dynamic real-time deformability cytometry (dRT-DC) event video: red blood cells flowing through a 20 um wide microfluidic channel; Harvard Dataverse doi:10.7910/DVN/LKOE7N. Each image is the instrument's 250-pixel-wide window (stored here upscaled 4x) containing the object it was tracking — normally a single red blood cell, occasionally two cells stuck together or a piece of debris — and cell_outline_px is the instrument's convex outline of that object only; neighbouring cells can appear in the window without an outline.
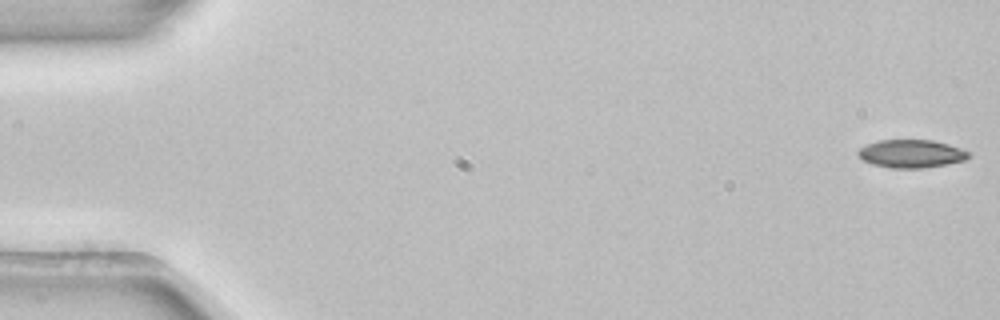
{"species": "common noctule bat (a hibernating species)", "species_latin": "Nyctalus noctula", "temperature_condition": "room temperature", "stored_images_in_passage": 5, "camera_frame_rate_fps": 3000, "um_per_image_px": 0.085, "animal": {"sex": "female", "body_mass_g": 22.7, "forearm_length_mm": 54.2}, "frame": {"image": 1, "passage_image": 1, "time_ms": 0.0, "image_size_px": [1000, 320], "cell_outline_px": [[968, 156], [964, 160], [924, 168], [892, 168], [872, 164], [856, 156], [856, 152], [860, 148], [868, 144], [880, 140], [932, 140], [948, 144], [968, 152]], "centroid_in_image_um": [77.39, 13.06], "position_along_channel_um": 7.6, "area_um2": 17.8}}